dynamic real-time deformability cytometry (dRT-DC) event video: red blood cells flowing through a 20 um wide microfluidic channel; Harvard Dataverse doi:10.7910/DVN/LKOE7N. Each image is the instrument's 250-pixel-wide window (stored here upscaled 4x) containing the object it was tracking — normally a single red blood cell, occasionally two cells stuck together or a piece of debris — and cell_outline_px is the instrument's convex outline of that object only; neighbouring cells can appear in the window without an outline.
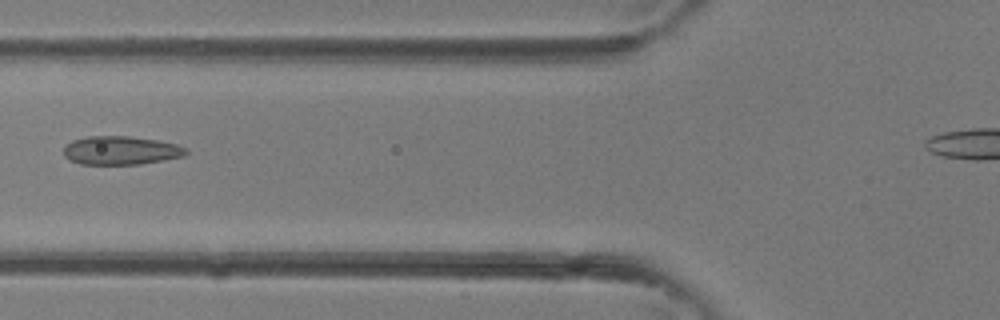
{"species": "common noctule bat (a hibernating species)", "species_latin": "Nyctalus noctula", "temperature_condition": "room temperature", "stored_images_in_passage": 3, "camera_frame_rate_fps": 3000, "um_per_image_px": 0.085, "animal": {"sex": "female"}, "frame": {"image": 1, "passage_image": 3, "time_ms": 0.667, "image_size_px": [1000, 320], "cell_outline_px": [[188, 152], [184, 156], [164, 160], [140, 164], [80, 164], [68, 160], [64, 156], [64, 144], [72, 140], [88, 136], [128, 136], [156, 140], [176, 144], [188, 148]], "centroid_in_image_um": [10.25, 12.79], "position_along_channel_um": 115.6, "area_um2": 20.52}}